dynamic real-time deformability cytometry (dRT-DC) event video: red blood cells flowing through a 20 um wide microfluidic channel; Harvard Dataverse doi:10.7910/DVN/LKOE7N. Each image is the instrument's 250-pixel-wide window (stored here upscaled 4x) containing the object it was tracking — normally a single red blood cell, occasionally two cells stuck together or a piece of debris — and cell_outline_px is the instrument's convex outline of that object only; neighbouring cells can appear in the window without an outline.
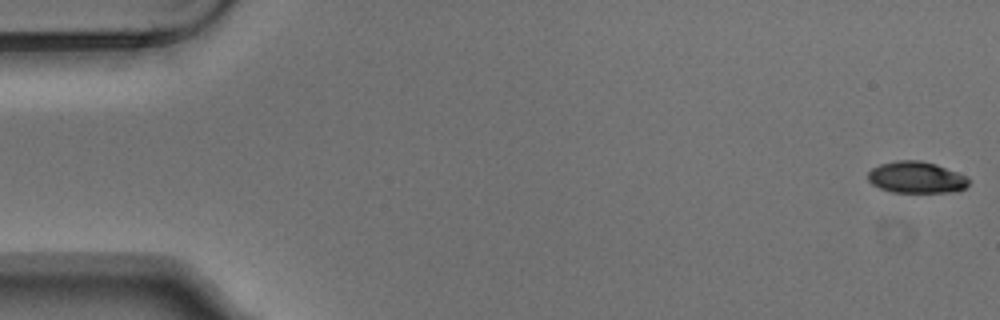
{"species": "Egyptian fruit bat (a non-hibernating species)", "species_latin": "Rousettus aegyptiacus", "temperature_condition": "warm", "stored_images_in_passage": 4, "camera_frame_rate_fps": 3000, "um_per_image_px": 0.085, "animal": {"sex": "male"}, "frame": {"image": 1, "passage_image": 1, "time_ms": 0.0, "image_size_px": [1000, 320], "cell_outline_px": [[972, 180], [964, 188], [956, 192], [892, 192], [880, 188], [872, 184], [868, 180], [868, 172], [872, 168], [880, 164], [896, 160], [920, 160], [936, 164], [968, 176]], "centroid_in_image_um": [77.91, 15.07], "position_along_channel_um": 7.1, "area_um2": 18.73}}